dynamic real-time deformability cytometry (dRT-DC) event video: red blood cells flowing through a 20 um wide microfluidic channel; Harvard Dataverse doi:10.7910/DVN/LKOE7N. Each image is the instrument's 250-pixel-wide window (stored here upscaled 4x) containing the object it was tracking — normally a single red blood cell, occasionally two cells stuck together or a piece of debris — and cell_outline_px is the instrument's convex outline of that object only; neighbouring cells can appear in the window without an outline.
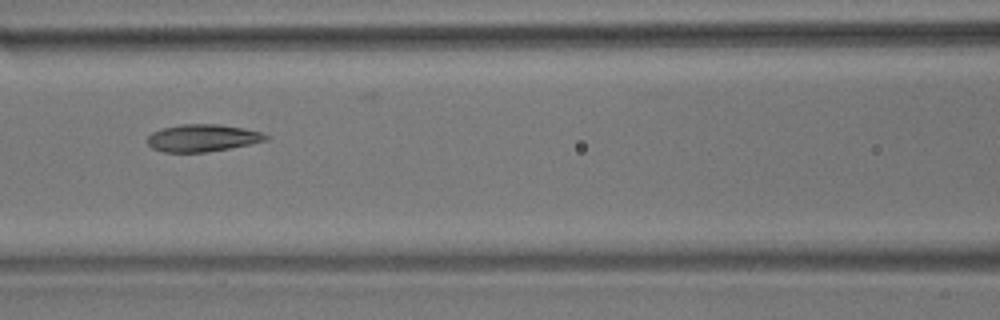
{"species": "common noctule bat (a hibernating species)", "species_latin": "Nyctalus noctula", "temperature_condition": "room temperature", "stored_images_in_passage": 4, "camera_frame_rate_fps": 3000, "um_per_image_px": 0.085, "animal": {"sex": "male", "body_mass_g": 17.9}, "frame": {"image": 1, "passage_image": 3, "time_ms": 2.333, "image_size_px": [1000, 320], "cell_outline_px": [[268, 140], [208, 152], [164, 152], [152, 148], [148, 144], [148, 136], [152, 132], [160, 128], [180, 124], [220, 124], [244, 128], [260, 132], [268, 136]], "centroid_in_image_um": [17.18, 11.72], "position_along_channel_um": 149.4, "area_um2": 18.79}}
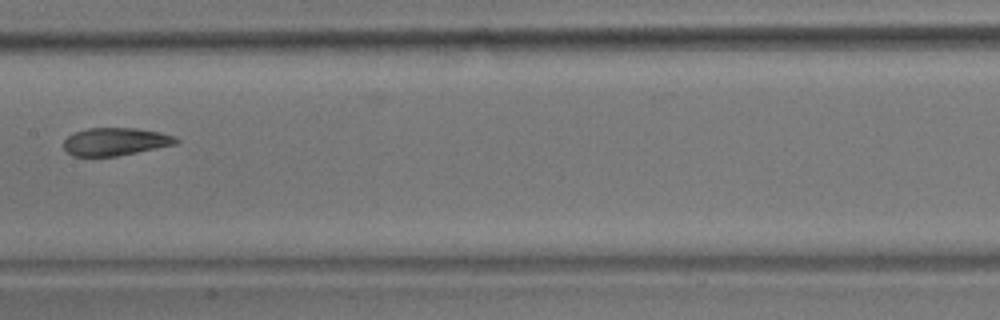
{"frame": {"image": 2, "passage_image": 4, "time_ms": 3.667, "image_size_px": [1000, 320], "cell_outline_px": [[180, 140], [176, 144], [116, 156], [72, 156], [64, 148], [64, 140], [68, 136], [76, 132], [88, 128], [136, 128], [160, 132], [172, 136]], "centroid_in_image_um": [9.79, 12.03], "position_along_channel_um": 197.6, "area_um2": 17.98}}